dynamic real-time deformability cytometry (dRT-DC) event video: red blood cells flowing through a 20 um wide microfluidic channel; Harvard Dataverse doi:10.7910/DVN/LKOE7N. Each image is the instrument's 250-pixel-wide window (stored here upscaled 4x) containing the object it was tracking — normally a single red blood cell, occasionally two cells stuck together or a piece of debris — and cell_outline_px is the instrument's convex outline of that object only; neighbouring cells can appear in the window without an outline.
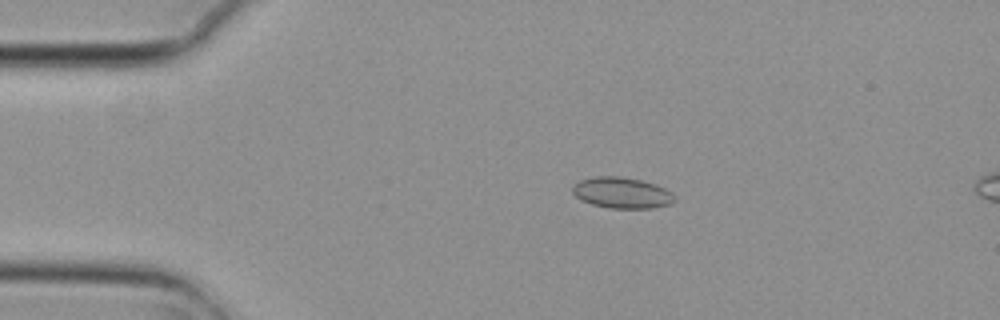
{"species": "common noctule bat (a hibernating species)", "species_latin": "Nyctalus noctula", "temperature_condition": "cold", "stored_images_in_passage": 6, "camera_frame_rate_fps": 3000, "um_per_image_px": 0.085, "animal": {"sex": "female", "body_mass_g": 29.2, "forearm_length_mm": 56.3}, "frame": {"image": 1, "passage_image": 4, "time_ms": 1.0, "image_size_px": [1000, 320], "cell_outline_px": [[676, 200], [668, 204], [652, 208], [612, 208], [592, 204], [580, 200], [572, 192], [572, 188], [580, 180], [596, 176], [620, 176], [640, 180], [656, 184], [672, 192], [676, 196]], "centroid_in_image_um": [52.87, 16.38], "position_along_channel_um": 32.1, "area_um2": 18.38}}